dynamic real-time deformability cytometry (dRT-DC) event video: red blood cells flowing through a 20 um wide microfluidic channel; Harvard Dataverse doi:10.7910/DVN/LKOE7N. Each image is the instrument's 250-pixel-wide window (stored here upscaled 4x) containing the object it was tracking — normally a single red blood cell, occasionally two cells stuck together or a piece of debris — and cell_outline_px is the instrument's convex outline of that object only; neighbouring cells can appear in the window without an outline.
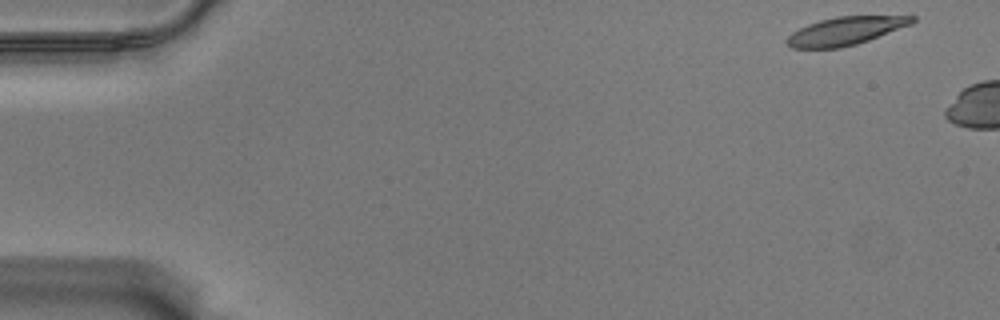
{"species": "Egyptian fruit bat (a non-hibernating species)", "species_latin": "Rousettus aegyptiacus", "temperature_condition": "warm", "stored_images_in_passage": 5, "camera_frame_rate_fps": 3000, "um_per_image_px": 0.085, "animal": {"sex": "male"}, "frame": {"image": 1, "passage_image": 1, "time_ms": 0.0, "image_size_px": [1000, 320], "cell_outline_px": [[916, 20], [912, 24], [868, 40], [856, 44], [840, 48], [792, 48], [784, 40], [792, 32], [808, 24], [820, 20], [836, 16], [916, 16]], "centroid_in_image_um": [71.85, 2.63], "position_along_channel_um": 13.1, "area_um2": 20.4}}